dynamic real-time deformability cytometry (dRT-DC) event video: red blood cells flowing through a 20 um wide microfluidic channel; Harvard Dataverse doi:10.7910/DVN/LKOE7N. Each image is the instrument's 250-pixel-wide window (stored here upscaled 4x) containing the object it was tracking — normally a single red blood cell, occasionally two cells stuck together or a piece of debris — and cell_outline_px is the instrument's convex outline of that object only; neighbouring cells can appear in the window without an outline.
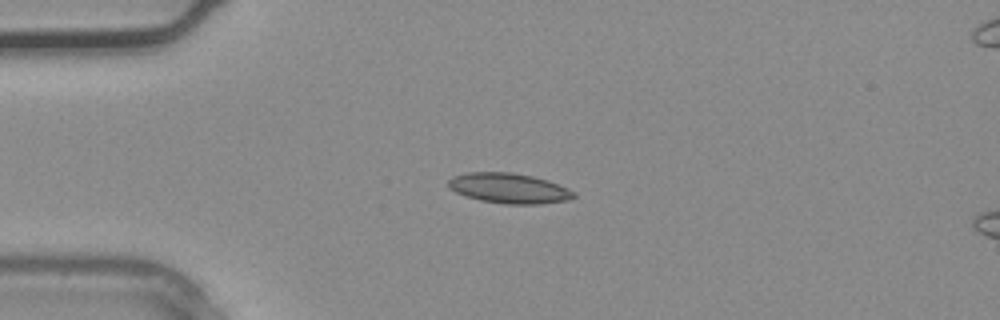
{"species": "common noctule bat (a hibernating species)", "species_latin": "Nyctalus noctula", "temperature_condition": "warm", "stored_images_in_passage": 3, "camera_frame_rate_fps": 3000, "um_per_image_px": 0.085, "animal": {"sex": "male", "body_mass_g": 20.4}, "frame": {"image": 1, "passage_image": 2, "time_ms": 0.333, "image_size_px": [1000, 320], "cell_outline_px": [[576, 196], [568, 200], [540, 204], [504, 204], [480, 200], [456, 192], [448, 184], [448, 180], [452, 176], [468, 172], [508, 172], [532, 176], [548, 180], [568, 188], [576, 192]], "centroid_in_image_um": [43.3, 16.0], "position_along_channel_um": 41.7, "area_um2": 21.96}}